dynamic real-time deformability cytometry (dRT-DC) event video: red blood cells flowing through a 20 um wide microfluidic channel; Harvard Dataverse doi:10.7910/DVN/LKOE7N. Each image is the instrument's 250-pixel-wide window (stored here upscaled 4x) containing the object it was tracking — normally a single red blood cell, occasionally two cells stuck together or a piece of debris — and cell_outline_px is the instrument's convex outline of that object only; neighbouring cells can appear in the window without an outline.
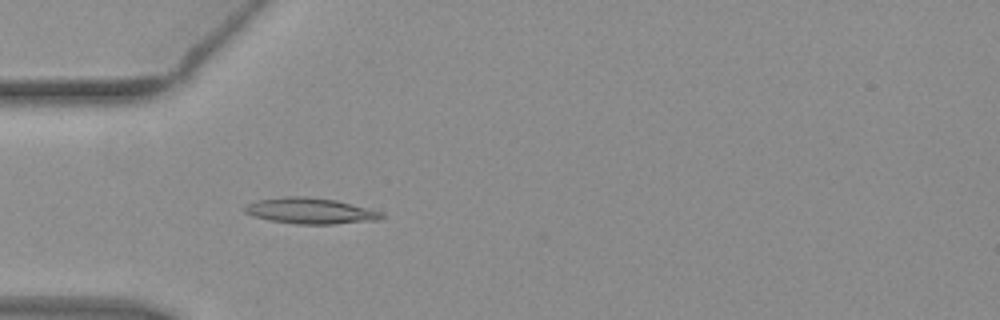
{"species": "common noctule bat (a hibernating species)", "species_latin": "Nyctalus noctula", "temperature_condition": "warm", "stored_images_in_passage": 51, "camera_frame_rate_fps": 3000, "um_per_image_px": 0.085, "animal": {"sex": "female", "body_mass_g": 19.3, "forearm_length_mm": 54.1}, "frame": {"image": 1, "passage_image": 15, "time_ms": 4.667, "image_size_px": [1000, 320], "cell_outline_px": [[384, 216], [380, 220], [332, 224], [296, 224], [268, 220], [252, 216], [244, 212], [244, 208], [248, 204], [256, 200], [284, 196], [304, 196], [336, 200], [384, 212]], "centroid_in_image_um": [26.38, 17.92], "position_along_channel_um": 58.6, "area_um2": 20.81}}
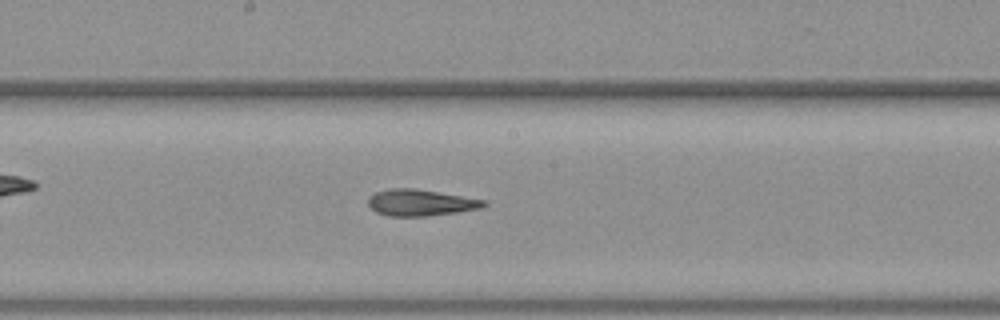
{"frame": {"image": 2, "passage_image": 27, "time_ms": 8.667, "image_size_px": [1000, 320], "cell_outline_px": [[488, 204], [484, 208], [428, 216], [388, 216], [376, 212], [368, 204], [368, 196], [376, 192], [392, 188], [416, 188], [484, 200]], "centroid_in_image_um": [35.74, 17.22], "position_along_channel_um": 212.5, "area_um2": 17.8}}
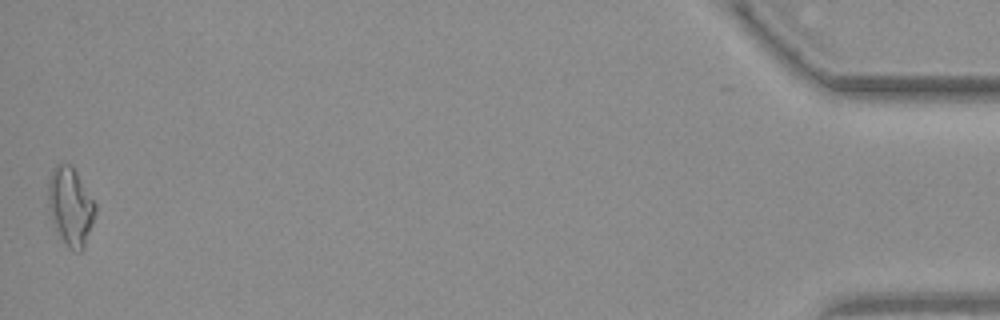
{"frame": {"image": 3, "passage_image": 51, "time_ms": 16.667, "image_size_px": [1000, 320], "cell_outline_px": [[96, 212], [84, 248], [80, 252], [72, 252], [68, 248], [60, 236], [52, 220], [48, 200], [48, 184], [52, 168], [56, 164], [72, 164], [96, 204]], "centroid_in_image_um": [6.0, 17.54], "position_along_channel_um": 429.2, "area_um2": 21.44}, "authors_computed_cell_mechanics": {"area_um2": 18.1492, "velocity_mm_per_s": 3.9345, "shape_relaxation_time_tau1_ms": null, "shape_relaxation_time_tau2_ms": 3.5102, "deformation_change_tau1": null, "deformation_change_tau2": 0.1169}}